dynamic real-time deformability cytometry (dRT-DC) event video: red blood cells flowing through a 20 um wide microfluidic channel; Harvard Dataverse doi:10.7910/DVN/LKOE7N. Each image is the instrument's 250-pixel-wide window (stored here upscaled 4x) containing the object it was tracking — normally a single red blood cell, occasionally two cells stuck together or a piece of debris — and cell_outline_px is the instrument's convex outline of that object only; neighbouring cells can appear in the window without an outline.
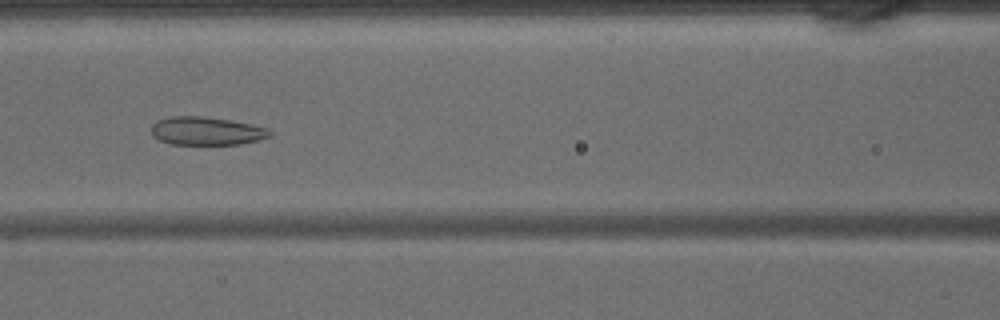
{"species": "common noctule bat (a hibernating species)", "species_latin": "Nyctalus noctula", "temperature_condition": "warm", "stored_images_in_passage": 44, "camera_frame_rate_fps": 3000, "um_per_image_px": 0.085, "animal": {"sex": "male", "body_mass_g": 15.6}, "frame": {"image": 1, "passage_image": 19, "time_ms": 6.0, "image_size_px": [1000, 320], "cell_outline_px": [[272, 136], [260, 140], [240, 144], [172, 144], [160, 140], [152, 136], [152, 124], [156, 120], [172, 116], [200, 116], [228, 120], [252, 124], [268, 128], [272, 132]], "centroid_in_image_um": [17.57, 11.13], "position_along_channel_um": 149.0, "area_um2": 19.54}}
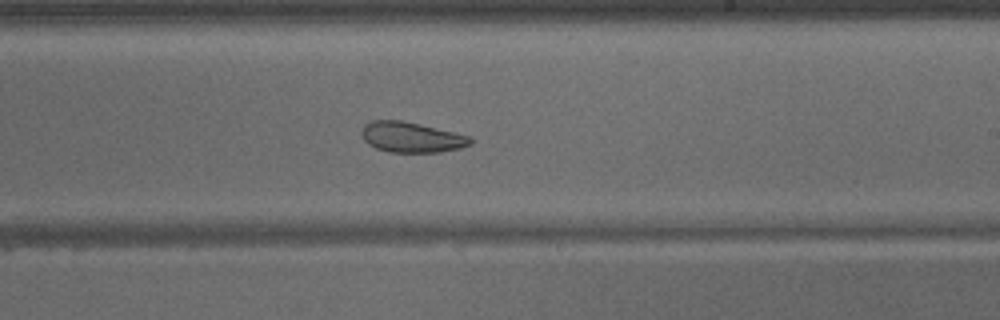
{"frame": {"image": 2, "passage_image": 26, "time_ms": 8.333, "image_size_px": [1000, 320], "cell_outline_px": [[472, 144], [460, 148], [440, 152], [388, 152], [376, 148], [368, 144], [364, 140], [360, 132], [364, 124], [372, 120], [400, 120], [420, 124], [472, 136]], "centroid_in_image_um": [34.97, 11.66], "position_along_channel_um": 254.0, "area_um2": 19.42}}
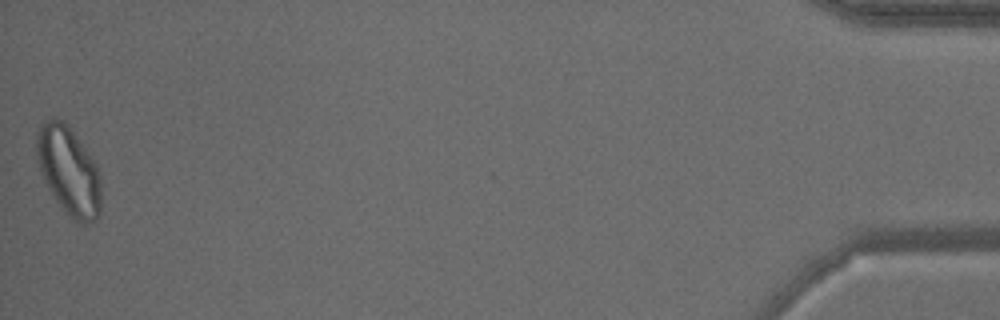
{"frame": {"image": 3, "passage_image": 44, "time_ms": 14.333, "image_size_px": [1000, 320], "cell_outline_px": [[100, 212], [96, 220], [84, 224], [80, 224], [68, 216], [56, 200], [40, 172], [36, 152], [36, 140], [40, 124], [52, 116], [56, 116], [64, 120], [76, 136], [92, 160], [100, 176]], "centroid_in_image_um": [5.82, 14.51], "position_along_channel_um": 429.4, "area_um2": 32.95}}